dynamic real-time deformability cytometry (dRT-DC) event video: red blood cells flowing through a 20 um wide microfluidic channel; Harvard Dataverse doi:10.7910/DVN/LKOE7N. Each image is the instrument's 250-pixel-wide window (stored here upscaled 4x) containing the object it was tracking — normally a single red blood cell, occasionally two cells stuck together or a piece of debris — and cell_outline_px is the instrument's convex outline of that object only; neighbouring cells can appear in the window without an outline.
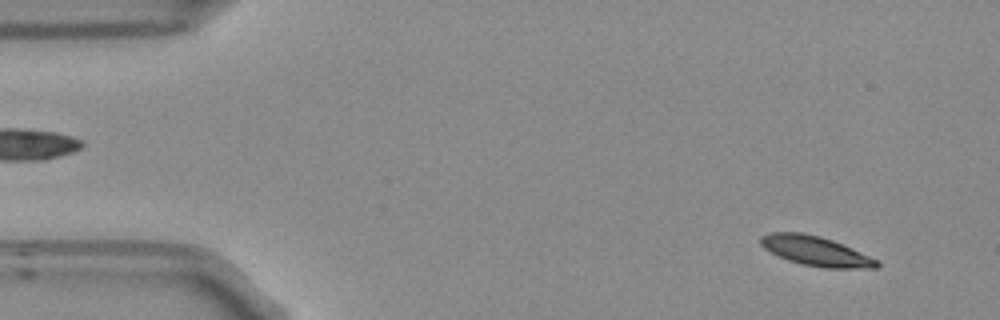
{"species": "Egyptian fruit bat (a non-hibernating species)", "species_latin": "Rousettus aegyptiacus", "temperature_condition": "room temperature", "stored_images_in_passage": 44, "camera_frame_rate_fps": 3000, "um_per_image_px": 0.085, "frame": {"image": 1, "passage_image": 4, "time_ms": 1.0, "image_size_px": [1000, 320], "cell_outline_px": [[880, 264], [876, 268], [824, 268], [800, 264], [788, 260], [764, 248], [760, 244], [760, 236], [772, 232], [800, 232], [820, 236], [832, 240], [880, 260]], "centroid_in_image_um": [69.35, 21.34], "position_along_channel_um": 15.6, "area_um2": 20.0}}